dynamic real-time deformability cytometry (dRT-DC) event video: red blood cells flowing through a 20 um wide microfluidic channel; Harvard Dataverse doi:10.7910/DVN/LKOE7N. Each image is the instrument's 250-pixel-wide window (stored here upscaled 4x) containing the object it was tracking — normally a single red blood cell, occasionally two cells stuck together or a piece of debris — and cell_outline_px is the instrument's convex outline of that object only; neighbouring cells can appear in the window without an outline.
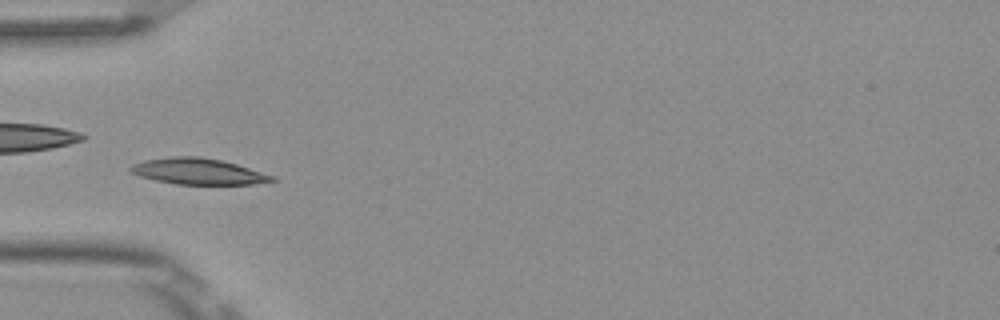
{"species": "Egyptian fruit bat (a non-hibernating species)", "species_latin": "Rousettus aegyptiacus", "temperature_condition": "room temperature", "stored_images_in_passage": 8, "camera_frame_rate_fps": 3000, "um_per_image_px": 0.085, "frame": {"image": 1, "passage_image": 6, "time_ms": 1.667, "image_size_px": [1000, 320], "cell_outline_px": [[280, 180], [252, 184], [176, 184], [156, 180], [140, 176], [132, 172], [128, 168], [132, 164], [144, 160], [172, 156], [200, 156], [220, 160], [236, 164], [276, 176]], "centroid_in_image_um": [16.87, 14.56], "position_along_channel_um": 68.1, "area_um2": 21.5}}
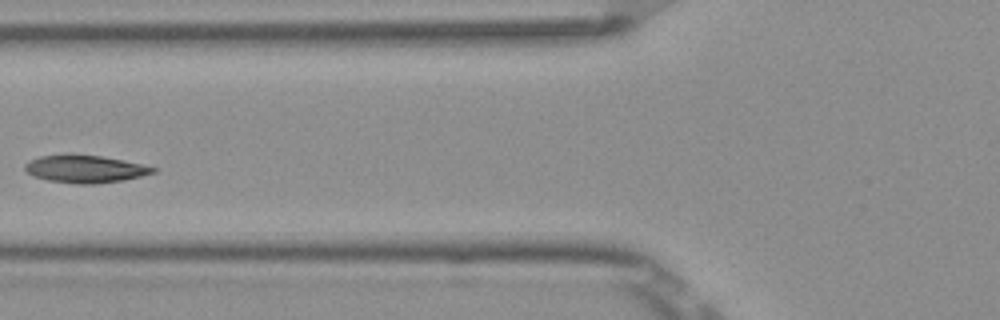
{"frame": {"image": 2, "passage_image": 7, "time_ms": 2.0, "image_size_px": [1000, 320], "cell_outline_px": [[156, 172], [124, 180], [92, 184], [76, 184], [48, 180], [32, 176], [24, 168], [24, 164], [40, 156], [72, 152], [100, 156], [140, 164], [156, 168]], "centroid_in_image_um": [7.18, 14.34], "position_along_channel_um": 118.6, "area_um2": 20.69}}
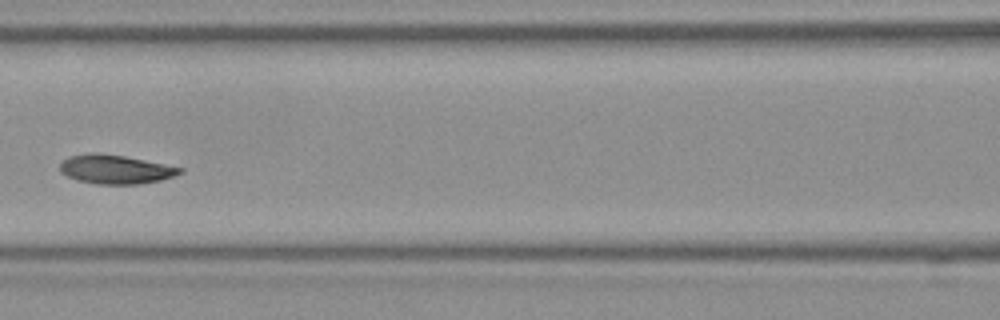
{"frame": {"image": 3, "passage_image": 8, "time_ms": 2.333, "image_size_px": [1000, 320], "cell_outline_px": [[184, 172], [160, 180], [140, 184], [96, 184], [76, 180], [60, 172], [60, 164], [68, 156], [92, 152], [100, 152], [124, 156], [184, 168]], "centroid_in_image_um": [9.79, 14.39], "position_along_channel_um": 156.8, "area_um2": 20.29}}